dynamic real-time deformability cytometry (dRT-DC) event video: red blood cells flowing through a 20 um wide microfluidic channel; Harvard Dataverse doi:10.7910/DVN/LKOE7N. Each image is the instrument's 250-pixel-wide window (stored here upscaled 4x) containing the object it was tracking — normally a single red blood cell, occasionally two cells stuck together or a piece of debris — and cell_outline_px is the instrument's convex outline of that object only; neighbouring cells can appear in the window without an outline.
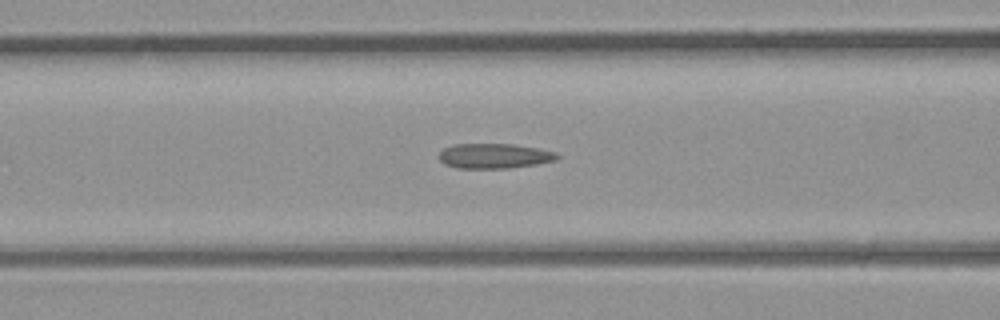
{"species": "common noctule bat (a hibernating species)", "species_latin": "Nyctalus noctula", "temperature_condition": "room temperature", "stored_images_in_passage": 28, "camera_frame_rate_fps": 3000, "um_per_image_px": 0.085, "animal": {"sex": "male", "body_mass_g": 23.1, "forearm_length_mm": 52.7}, "frame": {"image": 1, "passage_image": 9, "time_ms": 2.667, "image_size_px": [1000, 320], "cell_outline_px": [[560, 156], [556, 160], [536, 164], [508, 168], [456, 168], [444, 164], [440, 160], [440, 152], [444, 148], [452, 144], [512, 144], [536, 148], [556, 152]], "centroid_in_image_um": [42.0, 13.25], "position_along_channel_um": 124.6, "area_um2": 17.11}}
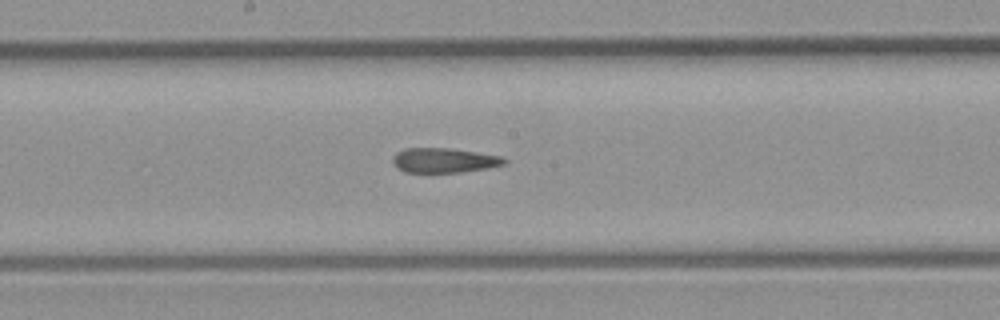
{"frame": {"image": 2, "passage_image": 14, "time_ms": 4.333, "image_size_px": [1000, 320], "cell_outline_px": [[508, 164], [488, 168], [460, 172], [404, 172], [396, 168], [392, 164], [392, 156], [396, 152], [404, 148], [448, 148], [504, 156], [508, 160]], "centroid_in_image_um": [37.75, 13.63], "position_along_channel_um": 210.4, "area_um2": 16.36}}
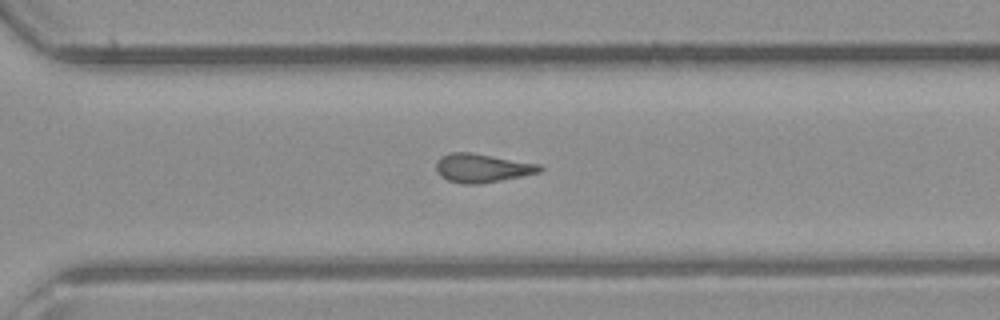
{"frame": {"image": 3, "passage_image": 21, "time_ms": 6.667, "image_size_px": [1000, 320], "cell_outline_px": [[544, 168], [540, 172], [480, 184], [464, 184], [448, 180], [440, 176], [436, 172], [436, 160], [440, 156], [452, 152], [472, 152], [540, 164]], "centroid_in_image_um": [40.95, 14.27], "position_along_channel_um": 329.7, "area_um2": 17.4}}